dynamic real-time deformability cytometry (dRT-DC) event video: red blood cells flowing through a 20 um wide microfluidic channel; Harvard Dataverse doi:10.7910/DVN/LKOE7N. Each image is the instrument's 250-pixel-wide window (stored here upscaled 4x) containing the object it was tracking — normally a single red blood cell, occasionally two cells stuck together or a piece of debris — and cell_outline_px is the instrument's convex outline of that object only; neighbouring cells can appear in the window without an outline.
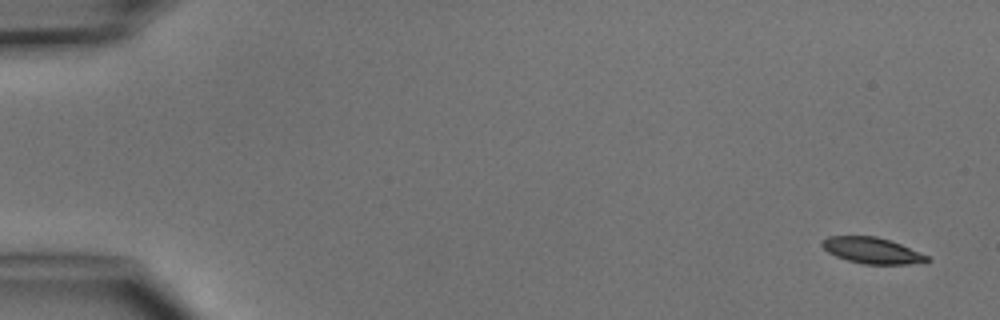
{"species": "common noctule bat (a hibernating species)", "species_latin": "Nyctalus noctula", "temperature_condition": "cold", "stored_images_in_passage": 6, "camera_frame_rate_fps": 3000, "um_per_image_px": 0.085, "animal": {"sex": "male", "body_mass_g": 15.6}, "frame": {"image": 1, "passage_image": 6, "time_ms": 6.0, "image_size_px": [1000, 320], "cell_outline_px": [[932, 260], [924, 264], [864, 264], [848, 260], [836, 256], [828, 252], [820, 244], [820, 240], [828, 236], [876, 236], [900, 244], [928, 256]], "centroid_in_image_um": [74.13, 21.3], "position_along_channel_um": 10.9, "area_um2": 16.01}}